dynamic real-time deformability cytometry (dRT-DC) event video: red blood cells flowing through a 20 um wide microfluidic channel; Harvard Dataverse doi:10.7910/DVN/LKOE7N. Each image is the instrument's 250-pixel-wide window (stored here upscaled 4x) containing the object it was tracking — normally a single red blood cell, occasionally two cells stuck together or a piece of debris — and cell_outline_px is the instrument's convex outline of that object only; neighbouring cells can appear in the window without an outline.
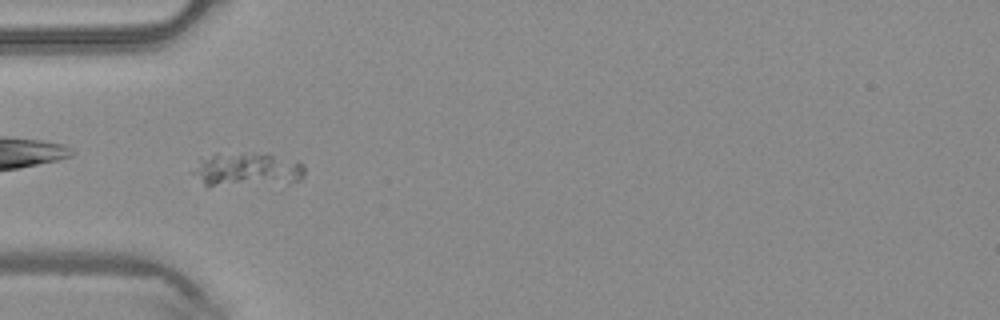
{"species": "common noctule bat (a hibernating species)", "species_latin": "Nyctalus noctula", "temperature_condition": "warm", "stored_images_in_passage": 36, "camera_frame_rate_fps": 3000, "um_per_image_px": 0.085, "animal": {"sex": "male", "body_mass_g": 20.4}, "frame": {"image": 1, "passage_image": 3, "time_ms": 0.667, "image_size_px": [1000, 320], "cell_outline_px": [[304, 176], [300, 180], [288, 184], [208, 188], [188, 172], [200, 160], [216, 152], [264, 152], [300, 160], [304, 164]], "centroid_in_image_um": [20.99, 14.43], "position_along_channel_um": 64.0, "area_um2": 24.04}}
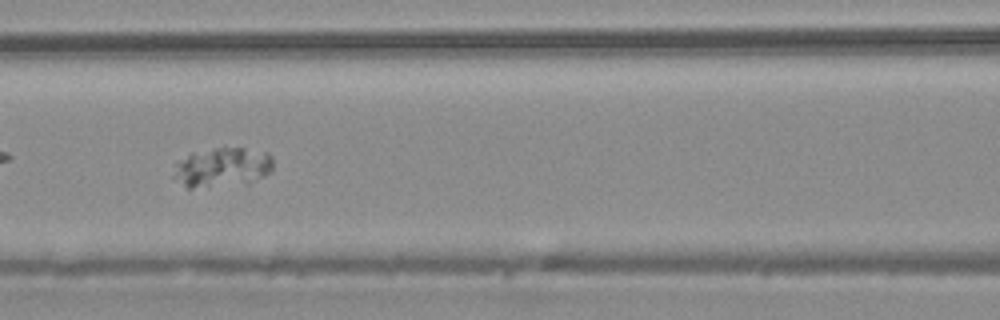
{"frame": {"image": 2, "passage_image": 9, "time_ms": 2.667, "image_size_px": [1000, 320], "cell_outline_px": [[272, 172], [248, 184], [192, 188], [188, 188], [172, 176], [176, 160], [192, 152], [216, 148], [244, 148], [268, 152], [272, 156]], "centroid_in_image_um": [18.89, 14.22], "position_along_channel_um": 147.7, "area_um2": 23.29}}
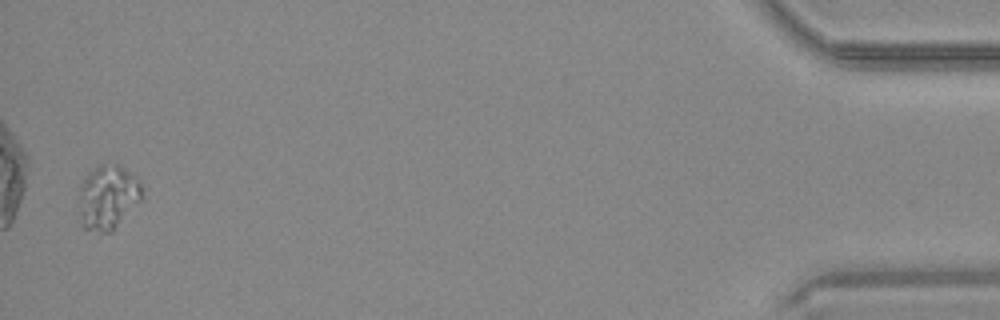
{"frame": {"image": 3, "passage_image": 35, "time_ms": 11.333, "image_size_px": [1000, 320], "cell_outline_px": [[144, 192], [140, 200], [112, 232], [104, 232], [84, 228], [80, 224], [80, 188], [88, 172], [92, 168], [104, 160], [116, 164], [124, 168], [140, 184]], "centroid_in_image_um": [9.15, 16.73], "position_along_channel_um": 426.0, "area_um2": 23.58}}